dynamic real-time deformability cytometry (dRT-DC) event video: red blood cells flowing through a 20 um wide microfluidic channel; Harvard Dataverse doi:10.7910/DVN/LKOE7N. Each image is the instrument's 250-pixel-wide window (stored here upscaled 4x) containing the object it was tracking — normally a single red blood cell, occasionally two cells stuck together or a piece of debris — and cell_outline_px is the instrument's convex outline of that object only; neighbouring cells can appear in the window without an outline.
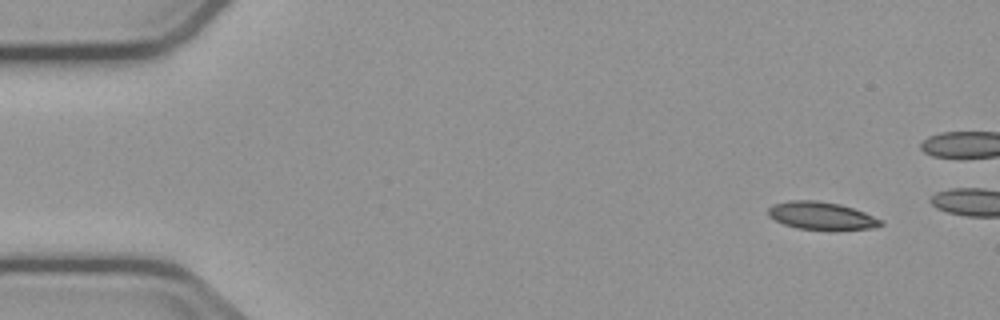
{"species": "common noctule bat (a hibernating species)", "species_latin": "Nyctalus noctula", "temperature_condition": "cold", "stored_images_in_passage": 12, "camera_frame_rate_fps": 3000, "um_per_image_px": 0.085, "animal": {"sex": "male", "body_mass_g": 23.1, "forearm_length_mm": 52.7}, "frame": {"image": 1, "passage_image": 1, "time_ms": 0.0, "image_size_px": [1000, 320], "cell_outline_px": [[884, 224], [876, 228], [836, 232], [828, 232], [796, 228], [784, 224], [768, 216], [768, 208], [772, 204], [788, 200], [816, 200], [840, 204], [864, 212], [884, 220]], "centroid_in_image_um": [69.88, 18.38], "position_along_channel_um": 15.1, "area_um2": 19.07}}
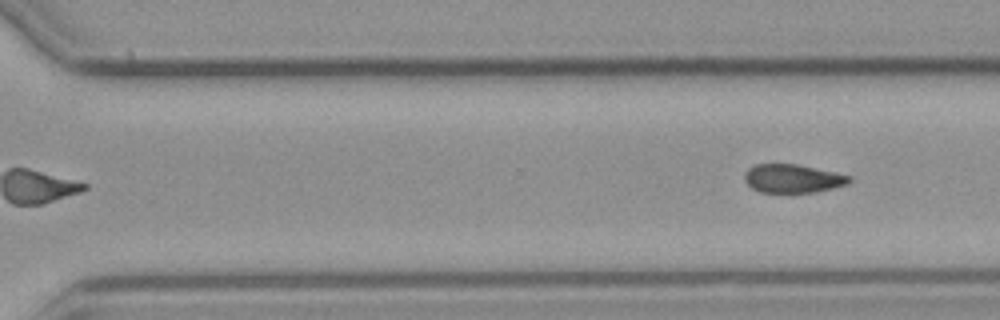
{"frame": {"image": 2, "passage_image": 12, "time_ms": 14.667, "image_size_px": [1000, 320], "cell_outline_px": [[852, 180], [848, 184], [816, 192], [760, 192], [752, 188], [744, 180], [744, 172], [748, 168], [756, 164], [796, 164], [836, 172], [852, 176]], "centroid_in_image_um": [67.39, 15.17], "position_along_channel_um": 303.2, "area_um2": 17.46}}